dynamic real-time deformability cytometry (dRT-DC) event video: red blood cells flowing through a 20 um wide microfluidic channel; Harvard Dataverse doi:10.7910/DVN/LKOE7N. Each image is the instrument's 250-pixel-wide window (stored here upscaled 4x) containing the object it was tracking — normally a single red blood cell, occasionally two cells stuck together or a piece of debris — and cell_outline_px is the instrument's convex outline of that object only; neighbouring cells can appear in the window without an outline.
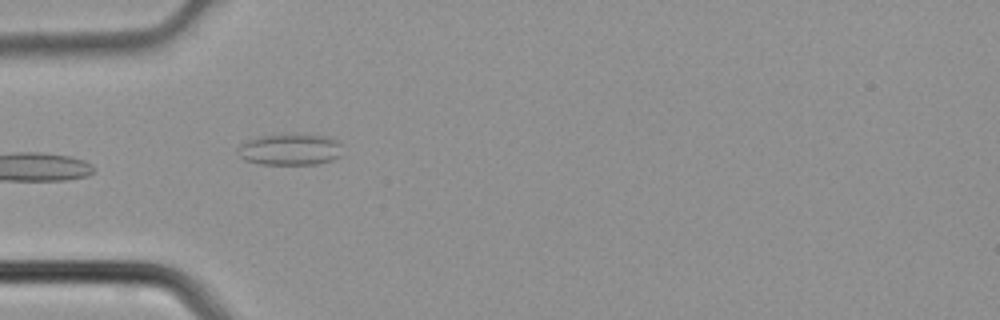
{"species": "common noctule bat (a hibernating species)", "species_latin": "Nyctalus noctula", "temperature_condition": "cold", "stored_images_in_passage": 4, "camera_frame_rate_fps": 3000, "um_per_image_px": 0.085, "animal": {"sex": "male", "body_mass_g": 21.5, "forearm_length_mm": 52.0}, "frame": {"image": 1, "passage_image": 4, "time_ms": 1.0, "image_size_px": [1000, 320], "cell_outline_px": [[340, 156], [332, 160], [316, 164], [260, 164], [244, 160], [240, 156], [236, 148], [244, 140], [260, 136], [332, 136], [340, 140]], "centroid_in_image_um": [24.63, 12.73], "position_along_channel_um": 60.4, "area_um2": 18.9}}